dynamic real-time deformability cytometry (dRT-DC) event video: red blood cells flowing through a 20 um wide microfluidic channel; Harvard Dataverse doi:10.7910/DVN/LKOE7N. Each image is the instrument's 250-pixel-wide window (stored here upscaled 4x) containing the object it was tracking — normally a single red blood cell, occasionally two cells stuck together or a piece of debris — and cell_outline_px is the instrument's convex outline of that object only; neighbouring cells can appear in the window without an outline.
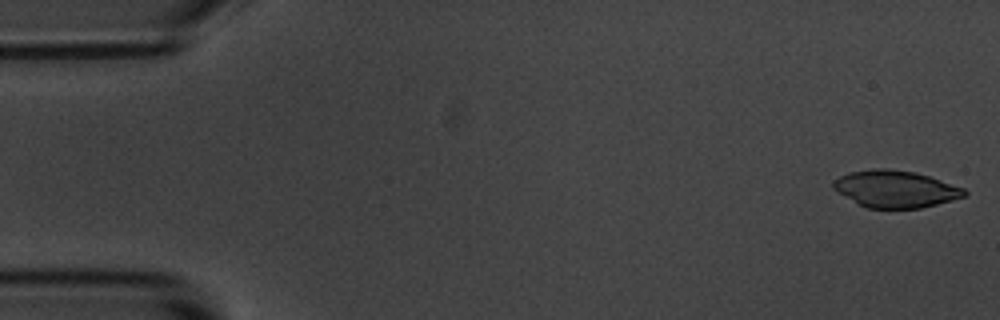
{"species": "common noctule bat (a hibernating species)", "species_latin": "Nyctalus noctula", "temperature_condition": "room temperature", "stored_images_in_passage": 29, "camera_frame_rate_fps": 3000, "um_per_image_px": 0.085, "animal": {"sex": "male", "body_mass_g": 20.1, "forearm_length_mm": 53.5}, "frame": {"image": 1, "passage_image": 1, "time_ms": 0.0, "image_size_px": [1000, 320], "cell_outline_px": [[968, 192], [964, 196], [952, 200], [920, 208], [868, 208], [856, 204], [832, 188], [832, 180], [848, 172], [876, 168], [888, 168], [916, 172], [964, 188]], "centroid_in_image_um": [76.06, 16.06], "position_along_channel_um": 8.9, "area_um2": 28.32}}